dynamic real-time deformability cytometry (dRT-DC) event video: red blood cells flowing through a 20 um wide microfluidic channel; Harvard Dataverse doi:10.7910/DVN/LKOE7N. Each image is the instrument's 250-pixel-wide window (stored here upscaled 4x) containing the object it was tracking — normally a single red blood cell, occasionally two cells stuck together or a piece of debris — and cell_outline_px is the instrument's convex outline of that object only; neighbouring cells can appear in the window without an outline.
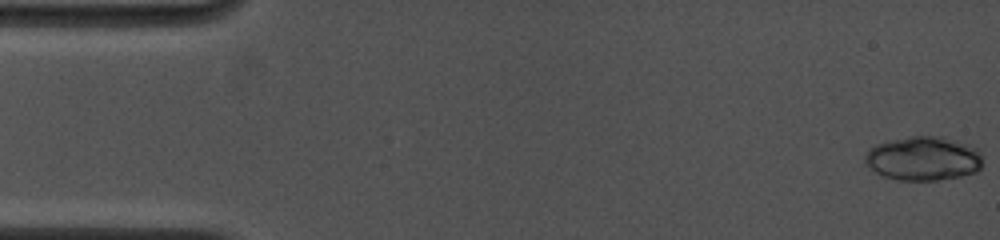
{"species": "common noctule bat (a hibernating species)", "species_latin": "Nyctalus noctula", "temperature_condition": "cold", "stored_images_in_passage": 9, "camera_frame_rate_fps": 4500, "um_per_image_px": 0.085, "animal": {"sex": "female", "body_mass_g": 19.0, "forearm_length_mm": 53.3}, "frame": {"image": 1, "passage_image": 1, "time_ms": 0.0, "image_size_px": [1000, 240], "cell_outline_px": [[980, 168], [976, 172], [960, 176], [936, 180], [896, 180], [884, 176], [876, 172], [864, 160], [864, 156], [876, 144], [908, 136], [940, 136], [968, 144], [980, 148]], "centroid_in_image_um": [78.5, 13.47], "position_along_channel_um": 6.5, "area_um2": 30.0}}
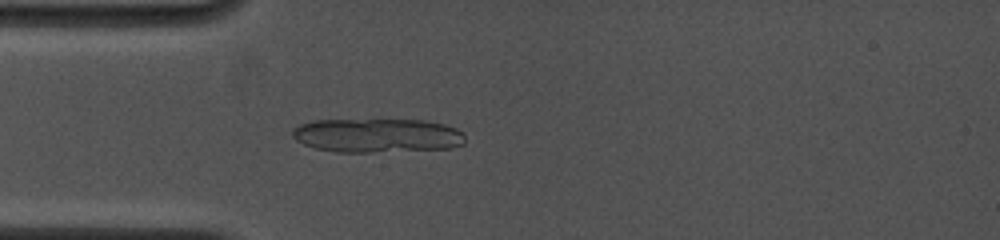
{"frame": {"image": 2, "passage_image": 9, "time_ms": 4.444, "image_size_px": [1000, 240], "cell_outline_px": [[464, 144], [452, 148], [372, 152], [336, 152], [316, 148], [304, 144], [296, 140], [292, 136], [292, 128], [300, 124], [312, 120], [424, 120], [444, 124], [456, 128], [464, 132]], "centroid_in_image_um": [32.06, 11.51], "position_along_channel_um": 52.9, "area_um2": 34.39}}